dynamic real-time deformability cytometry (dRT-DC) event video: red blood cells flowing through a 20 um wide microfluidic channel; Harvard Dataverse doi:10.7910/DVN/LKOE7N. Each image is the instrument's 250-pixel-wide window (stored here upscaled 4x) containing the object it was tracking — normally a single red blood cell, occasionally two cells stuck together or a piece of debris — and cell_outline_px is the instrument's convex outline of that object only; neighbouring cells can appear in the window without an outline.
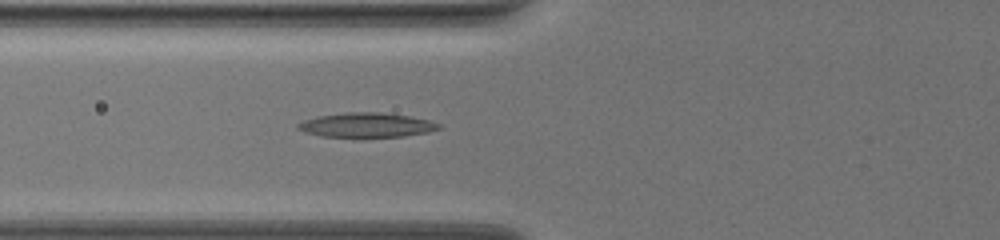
{"species": "common noctule bat (a hibernating species)", "species_latin": "Nyctalus noctula", "temperature_condition": "warm", "stored_images_in_passage": 42, "camera_frame_rate_fps": 3000, "um_per_image_px": 0.085, "animal": {"sex": "female", "body_mass_g": 19.5, "forearm_length_mm": 54.1}, "frame": {"image": 1, "passage_image": 9, "time_ms": 2.667, "image_size_px": [1000, 240], "cell_outline_px": [[444, 128], [428, 132], [404, 136], [360, 140], [320, 136], [304, 132], [296, 128], [296, 124], [304, 120], [316, 116], [344, 112], [380, 112], [412, 116], [428, 120], [440, 124]], "centroid_in_image_um": [31.13, 10.67], "position_along_channel_um": 94.7, "area_um2": 21.33}}
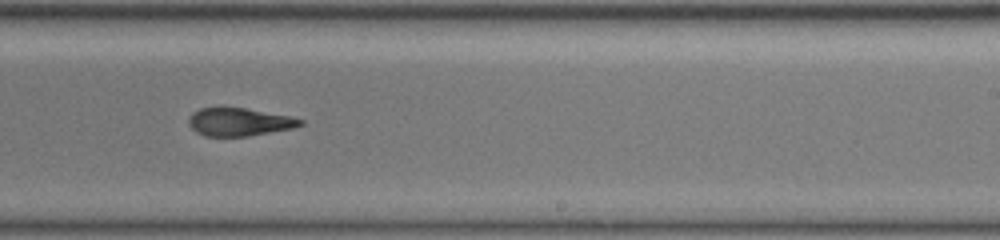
{"frame": {"image": 2, "passage_image": 23, "time_ms": 7.333, "image_size_px": [1000, 240], "cell_outline_px": [[304, 124], [292, 128], [248, 136], [204, 136], [196, 132], [188, 124], [188, 120], [192, 112], [200, 108], [244, 108], [288, 116], [304, 120]], "centroid_in_image_um": [20.3, 10.37], "position_along_channel_um": 268.7, "area_um2": 17.98}}
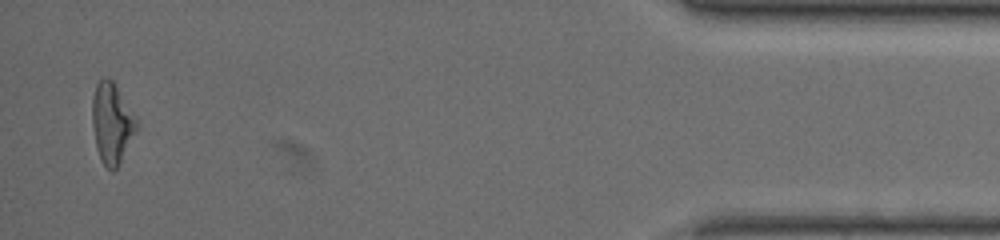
{"frame": {"image": 3, "passage_image": 41, "time_ms": 13.333, "image_size_px": [1000, 240], "cell_outline_px": [[136, 128], [116, 168], [112, 172], [100, 160], [96, 148], [92, 128], [92, 96], [96, 84], [104, 76], [108, 76], [112, 80], [136, 116]], "centroid_in_image_um": [9.46, 10.42], "position_along_channel_um": 425.7, "area_um2": 20.46}, "authors_computed_cell_mechanics": {"area_um2": 19.1896, "velocity_mm_per_s": 3.7288, "shape_relaxation_time_tau1_ms": null, "shape_relaxation_time_tau2_ms": 3.4128, "deformation_change_tau1": null, "deformation_change_tau2": 0.1345}}